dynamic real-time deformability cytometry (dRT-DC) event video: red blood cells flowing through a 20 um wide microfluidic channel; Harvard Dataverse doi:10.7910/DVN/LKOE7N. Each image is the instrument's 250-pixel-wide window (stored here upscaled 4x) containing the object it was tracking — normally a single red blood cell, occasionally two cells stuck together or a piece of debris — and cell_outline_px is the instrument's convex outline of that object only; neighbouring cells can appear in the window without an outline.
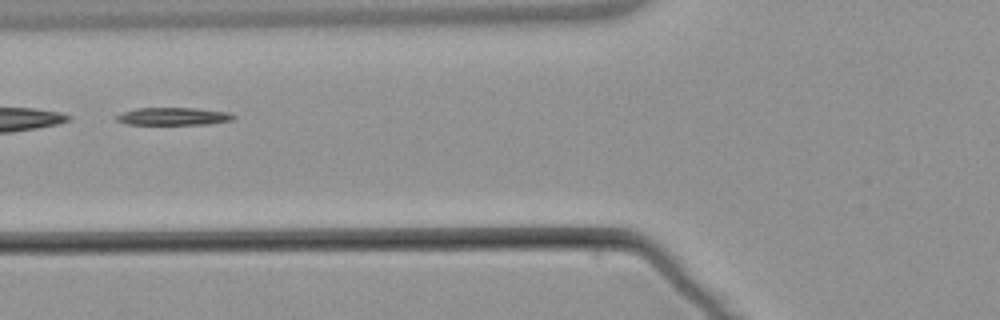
{"species": "common noctule bat (a hibernating species)", "species_latin": "Nyctalus noctula", "temperature_condition": "warm", "stored_images_in_passage": 7, "camera_frame_rate_fps": 3000, "um_per_image_px": 0.085, "animal": {"sex": "male", "body_mass_g": 21.5, "forearm_length_mm": 52.0}, "frame": {"image": 1, "passage_image": 5, "time_ms": 5.0, "image_size_px": [1000, 320], "cell_outline_px": [[236, 116], [232, 120], [208, 124], [128, 124], [116, 120], [116, 116], [124, 112], [136, 108], [196, 108], [228, 112]], "centroid_in_image_um": [14.76, 9.88], "position_along_channel_um": 111.0, "area_um2": 11.85}}
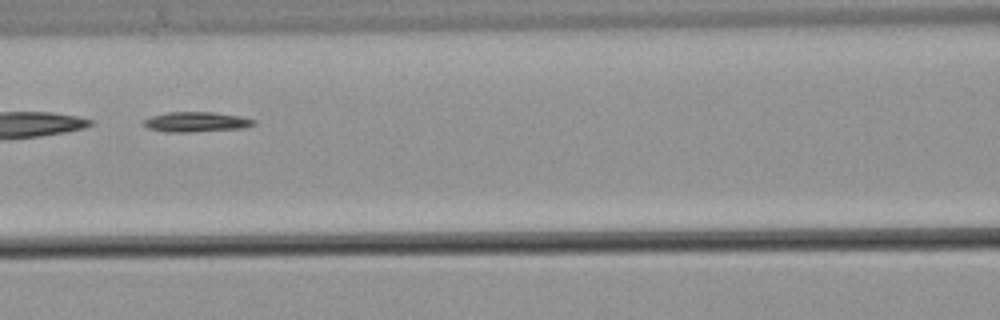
{"frame": {"image": 2, "passage_image": 6, "time_ms": 6.0, "image_size_px": [1000, 320], "cell_outline_px": [[256, 124], [244, 128], [188, 132], [168, 132], [148, 128], [140, 124], [144, 120], [152, 116], [168, 112], [212, 112], [240, 116], [256, 120]], "centroid_in_image_um": [16.67, 10.36], "position_along_channel_um": 149.9, "area_um2": 12.83}}